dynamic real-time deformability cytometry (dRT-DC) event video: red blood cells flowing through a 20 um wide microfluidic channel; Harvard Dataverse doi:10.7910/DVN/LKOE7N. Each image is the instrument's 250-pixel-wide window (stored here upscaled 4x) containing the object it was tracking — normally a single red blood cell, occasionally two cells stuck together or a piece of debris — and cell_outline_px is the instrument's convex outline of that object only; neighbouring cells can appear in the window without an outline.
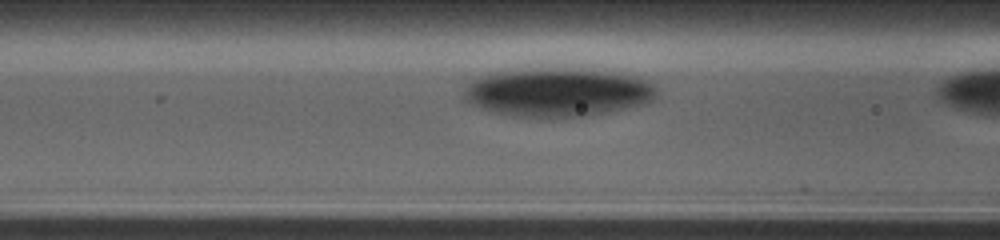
{"species": "human", "species_latin": "Homo sapiens", "temperature_condition": "cold", "stored_images_in_passage": 9, "camera_frame_rate_fps": 3000, "um_per_image_px": 0.085, "donor": {"sex": "male"}, "frame": {"image": 1, "passage_image": 8, "time_ms": 2.333, "image_size_px": [1000, 240], "cell_outline_px": [[656, 100], [648, 104], [608, 112], [584, 116], [516, 116], [496, 112], [484, 108], [468, 100], [464, 96], [464, 92], [476, 80], [488, 76], [520, 72], [588, 72], [632, 76], [644, 80], [652, 84]], "centroid_in_image_um": [47.54, 7.94], "position_along_channel_um": 119.1, "area_um2": 50.34}}